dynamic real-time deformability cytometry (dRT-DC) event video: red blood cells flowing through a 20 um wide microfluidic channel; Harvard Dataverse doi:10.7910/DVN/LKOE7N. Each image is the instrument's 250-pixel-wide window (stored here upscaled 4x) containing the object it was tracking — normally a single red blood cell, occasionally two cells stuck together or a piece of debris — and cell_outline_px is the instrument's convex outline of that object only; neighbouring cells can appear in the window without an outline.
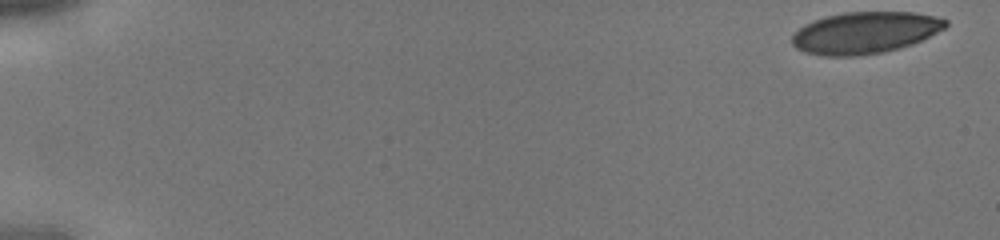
{"species": "human", "species_latin": "Homo sapiens", "temperature_condition": "cold", "stored_images_in_passage": 11, "camera_frame_rate_fps": 3000, "um_per_image_px": 0.085, "donor": {"sex": "male"}, "frame": {"image": 1, "passage_image": 1, "time_ms": 0.0, "image_size_px": [1000, 240], "cell_outline_px": [[948, 24], [944, 28], [912, 44], [900, 48], [884, 52], [856, 56], [824, 56], [804, 52], [796, 48], [792, 44], [792, 36], [804, 24], [812, 20], [844, 12], [916, 12], [936, 16], [948, 20]], "centroid_in_image_um": [73.51, 2.78], "position_along_channel_um": 11.5, "area_um2": 37.34}}
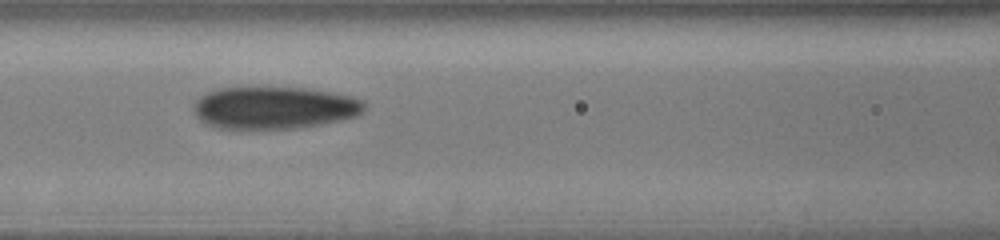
{"frame": {"image": 2, "passage_image": 10, "time_ms": 3.0, "image_size_px": [1000, 240], "cell_outline_px": [[364, 108], [356, 116], [340, 120], [300, 128], [216, 128], [204, 124], [196, 116], [192, 108], [192, 104], [204, 92], [216, 88], [304, 88], [352, 96], [364, 100]], "centroid_in_image_um": [23.24, 9.16], "position_along_channel_um": 143.4, "area_um2": 42.08}}
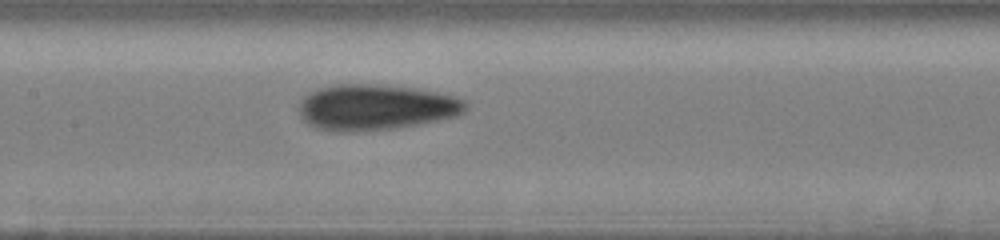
{"frame": {"image": 3, "passage_image": 11, "time_ms": 3.333, "image_size_px": [1000, 240], "cell_outline_px": [[468, 108], [464, 112], [456, 116], [416, 124], [392, 128], [352, 132], [340, 132], [316, 128], [308, 124], [304, 120], [300, 112], [300, 104], [304, 96], [320, 88], [336, 84], [376, 84], [416, 88], [456, 96], [464, 100], [468, 104]], "centroid_in_image_um": [31.96, 9.11], "position_along_channel_um": 175.4, "area_um2": 44.22}}